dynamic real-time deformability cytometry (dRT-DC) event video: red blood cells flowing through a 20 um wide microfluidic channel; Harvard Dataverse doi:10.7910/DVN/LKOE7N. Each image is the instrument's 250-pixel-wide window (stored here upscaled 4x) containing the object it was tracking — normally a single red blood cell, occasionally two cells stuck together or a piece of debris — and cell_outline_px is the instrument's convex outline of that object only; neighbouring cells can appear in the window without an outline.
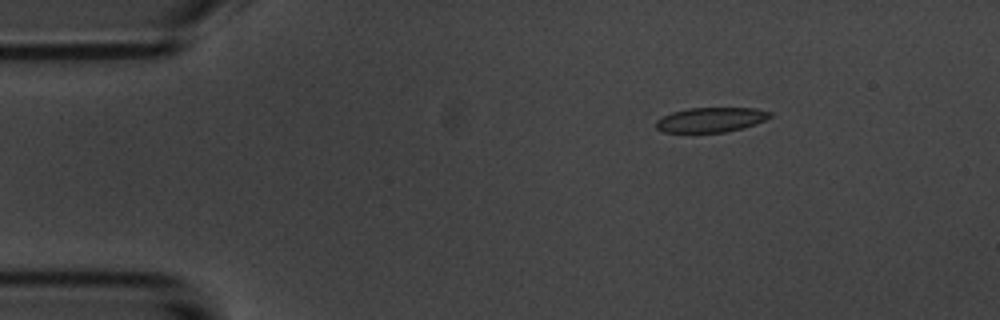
{"species": "common noctule bat (a hibernating species)", "species_latin": "Nyctalus noctula", "temperature_condition": "room temperature", "stored_images_in_passage": 5, "camera_frame_rate_fps": 3000, "um_per_image_px": 0.085, "animal": {"sex": "male", "body_mass_g": 20.1, "forearm_length_mm": 53.5}, "frame": {"image": 1, "passage_image": 3, "time_ms": 2.333, "image_size_px": [1000, 320], "cell_outline_px": [[772, 116], [756, 124], [744, 128], [724, 132], [664, 132], [656, 128], [656, 120], [672, 112], [688, 108], [756, 108], [772, 112]], "centroid_in_image_um": [60.45, 10.17], "position_along_channel_um": 24.5, "area_um2": 16.42}}